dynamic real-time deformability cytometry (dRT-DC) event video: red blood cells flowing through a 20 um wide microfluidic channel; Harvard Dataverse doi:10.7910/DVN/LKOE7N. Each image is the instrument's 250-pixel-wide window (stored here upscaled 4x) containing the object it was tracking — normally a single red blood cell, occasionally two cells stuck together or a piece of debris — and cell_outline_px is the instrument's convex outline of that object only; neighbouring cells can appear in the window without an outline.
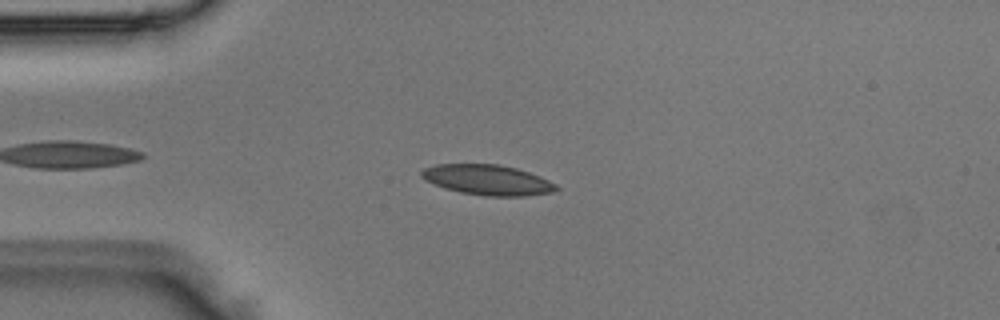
{"species": "Egyptian fruit bat (a non-hibernating species)", "species_latin": "Rousettus aegyptiacus", "temperature_condition": "room temperature", "stored_images_in_passage": 5, "camera_frame_rate_fps": 3000, "um_per_image_px": 0.085, "animal": {"sex": "male"}, "frame": {"image": 1, "passage_image": 3, "time_ms": 0.667, "image_size_px": [1000, 320], "cell_outline_px": [[560, 188], [552, 192], [524, 196], [484, 196], [460, 192], [444, 188], [424, 180], [420, 176], [420, 172], [424, 168], [436, 164], [496, 164], [516, 168], [540, 176], [556, 184]], "centroid_in_image_um": [41.42, 15.29], "position_along_channel_um": 43.6, "area_um2": 23.81}}
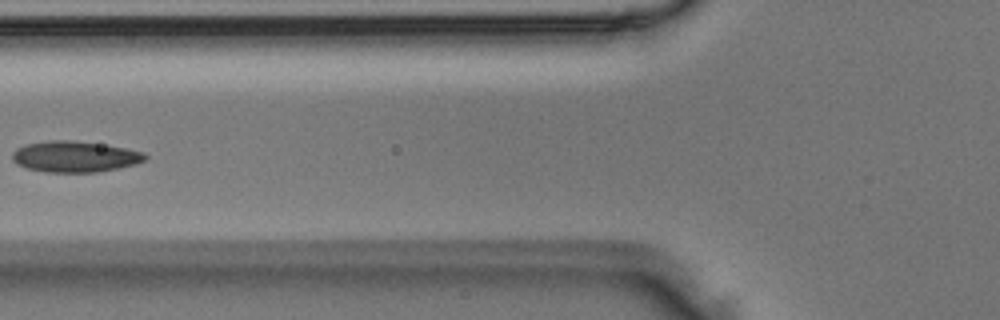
{"frame": {"image": 2, "passage_image": 5, "time_ms": 1.333, "image_size_px": [1000, 320], "cell_outline_px": [[148, 156], [144, 160], [136, 164], [96, 172], [48, 172], [24, 168], [16, 164], [12, 160], [12, 152], [16, 148], [28, 144], [48, 140], [76, 140], [124, 148], [144, 152]], "centroid_in_image_um": [6.32, 13.31], "position_along_channel_um": 119.5, "area_um2": 23.99}}